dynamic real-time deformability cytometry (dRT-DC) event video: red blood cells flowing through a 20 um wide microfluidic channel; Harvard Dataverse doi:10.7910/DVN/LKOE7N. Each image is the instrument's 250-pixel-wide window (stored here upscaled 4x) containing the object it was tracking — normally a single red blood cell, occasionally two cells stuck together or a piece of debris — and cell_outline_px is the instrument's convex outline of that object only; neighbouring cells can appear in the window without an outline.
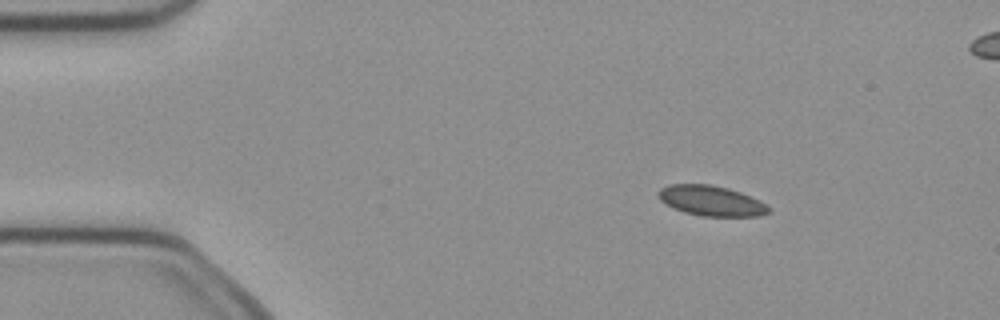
{"species": "common noctule bat (a hibernating species)", "species_latin": "Nyctalus noctula", "temperature_condition": "cold", "stored_images_in_passage": 4, "camera_frame_rate_fps": 3000, "um_per_image_px": 0.085, "animal": {"sex": "female", "body_mass_g": 21.9}, "frame": {"image": 1, "passage_image": 1, "time_ms": 0.0, "image_size_px": [1000, 320], "cell_outline_px": [[772, 212], [760, 216], [700, 216], [684, 212], [672, 208], [660, 200], [656, 192], [660, 188], [668, 184], [712, 184], [728, 188], [740, 192], [760, 200], [772, 208]], "centroid_in_image_um": [60.46, 17.06], "position_along_channel_um": 24.5, "area_um2": 19.77}}